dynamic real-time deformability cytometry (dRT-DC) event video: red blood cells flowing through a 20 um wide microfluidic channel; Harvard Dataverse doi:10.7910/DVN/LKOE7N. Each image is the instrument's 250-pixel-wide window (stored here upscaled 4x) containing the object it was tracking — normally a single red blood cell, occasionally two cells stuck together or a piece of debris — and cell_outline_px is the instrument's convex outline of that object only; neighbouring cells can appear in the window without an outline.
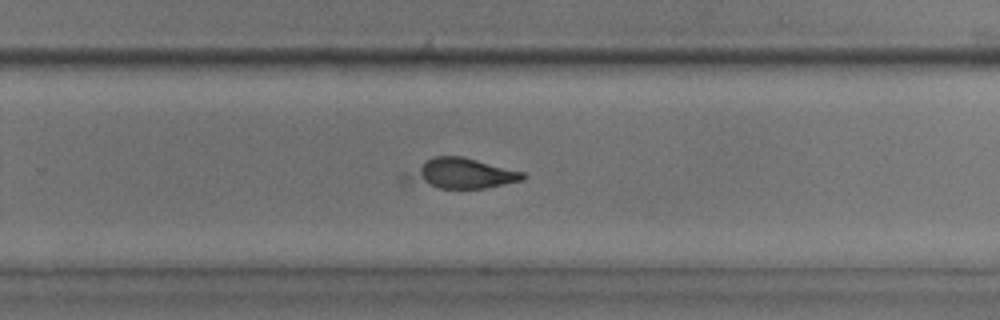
{"species": "common noctule bat (a hibernating species)", "species_latin": "Nyctalus noctula", "temperature_condition": "room temperature", "stored_images_in_passage": 61, "camera_frame_rate_fps": 3000, "um_per_image_px": 0.085, "animal": {"sex": "male", "body_mass_g": 17.9, "forearm_length_mm": 54.2}, "frame": {"image": 1, "passage_image": 42, "time_ms": 13.667, "image_size_px": [1000, 320], "cell_outline_px": [[528, 176], [524, 180], [484, 188], [440, 188], [404, 184], [400, 180], [404, 176], [432, 156], [460, 156], [524, 172]], "centroid_in_image_um": [39.15, 14.77], "position_along_channel_um": 290.6, "area_um2": 20.58}}
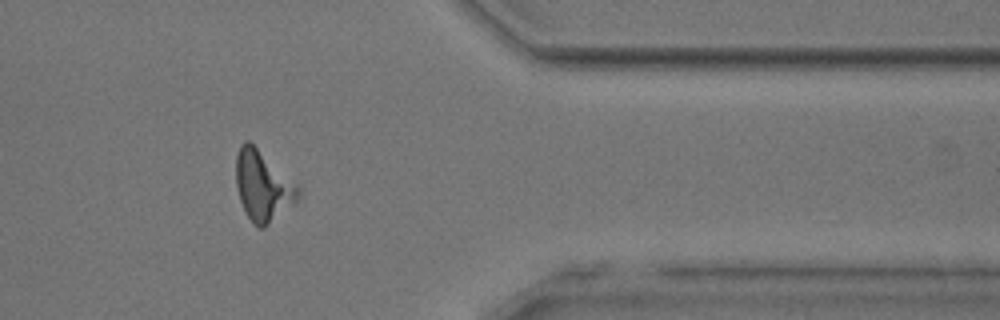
{"frame": {"image": 2, "passage_image": 51, "time_ms": 16.667, "image_size_px": [1000, 320], "cell_outline_px": [[300, 196], [296, 200], [264, 228], [260, 228], [252, 224], [240, 200], [236, 188], [236, 156], [240, 144], [244, 140], [248, 140], [300, 184]], "centroid_in_image_um": [22.35, 15.77], "position_along_channel_um": 389.1, "area_um2": 25.49}}